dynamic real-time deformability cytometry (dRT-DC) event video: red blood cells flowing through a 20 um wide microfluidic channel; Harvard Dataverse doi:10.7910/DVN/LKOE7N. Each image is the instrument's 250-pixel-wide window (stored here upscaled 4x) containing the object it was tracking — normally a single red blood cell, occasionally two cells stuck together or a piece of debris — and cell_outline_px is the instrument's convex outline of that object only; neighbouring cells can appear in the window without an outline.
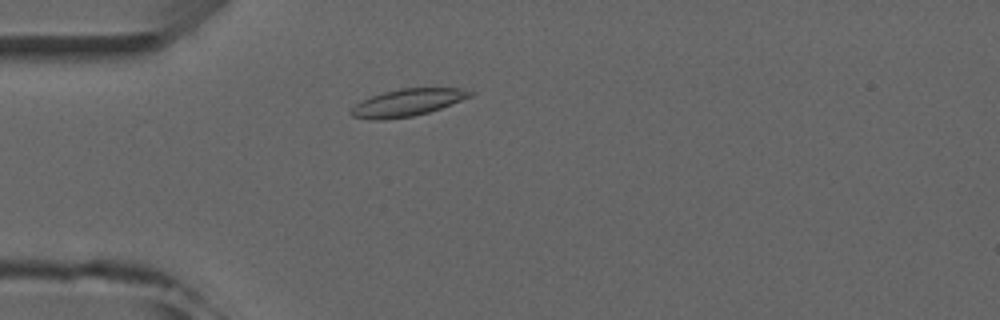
{"species": "common noctule bat (a hibernating species)", "species_latin": "Nyctalus noctula", "temperature_condition": "room temperature", "stored_images_in_passage": 1, "camera_frame_rate_fps": 3000, "um_per_image_px": 0.085, "animal": {"sex": "male", "forearm_length_mm": 52.5}, "frame": {"image": 1, "passage_image": 1, "time_ms": 0.0, "image_size_px": [1000, 320], "cell_outline_px": [[476, 92], [472, 96], [440, 108], [428, 112], [412, 116], [384, 120], [372, 120], [352, 116], [348, 112], [360, 100], [384, 92], [400, 88], [464, 88]], "centroid_in_image_um": [34.62, 8.71], "position_along_channel_um": 50.4, "area_um2": 18.9}}